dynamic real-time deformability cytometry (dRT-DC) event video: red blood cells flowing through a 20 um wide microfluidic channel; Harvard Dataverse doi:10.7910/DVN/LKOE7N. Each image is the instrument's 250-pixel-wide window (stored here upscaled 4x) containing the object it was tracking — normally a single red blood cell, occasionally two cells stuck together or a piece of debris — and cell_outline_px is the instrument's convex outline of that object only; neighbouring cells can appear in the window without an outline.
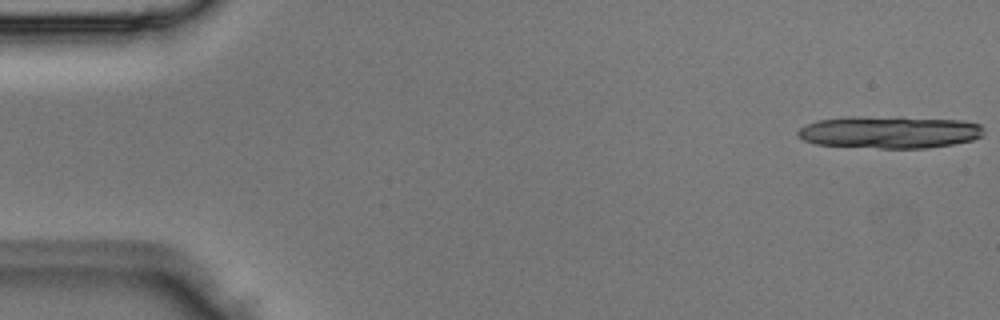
{"species": "Egyptian fruit bat (a non-hibernating species)", "species_latin": "Rousettus aegyptiacus", "temperature_condition": "room temperature", "stored_images_in_passage": 4, "camera_frame_rate_fps": 3000, "um_per_image_px": 0.085, "animal": {"sex": "male"}, "frame": {"image": 1, "passage_image": 1, "time_ms": 0.0, "image_size_px": [1000, 320], "cell_outline_px": [[984, 136], [972, 140], [952, 144], [928, 148], [880, 148], [816, 144], [804, 140], [796, 136], [796, 132], [800, 128], [808, 124], [820, 120], [848, 116], [900, 116], [964, 120], [980, 124], [984, 128]], "centroid_in_image_um": [75.66, 11.21], "position_along_channel_um": 9.3, "area_um2": 35.55}}